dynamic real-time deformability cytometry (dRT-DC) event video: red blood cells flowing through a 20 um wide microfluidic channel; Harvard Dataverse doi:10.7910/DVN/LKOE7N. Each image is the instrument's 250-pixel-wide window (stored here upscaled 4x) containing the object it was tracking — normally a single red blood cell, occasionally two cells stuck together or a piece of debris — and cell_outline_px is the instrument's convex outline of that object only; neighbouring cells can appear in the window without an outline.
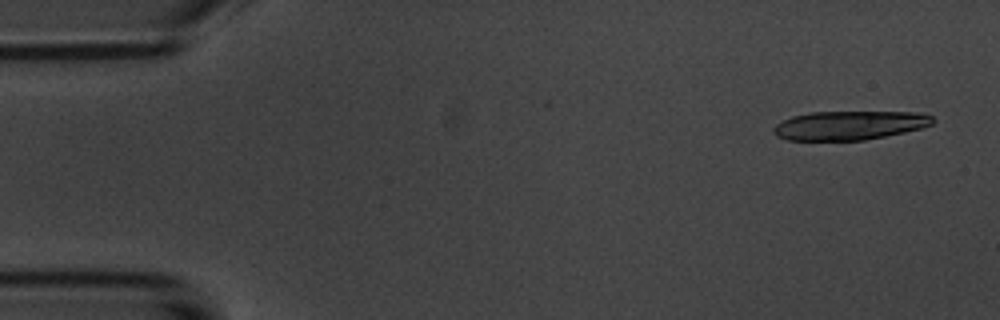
{"species": "common noctule bat (a hibernating species)", "species_latin": "Nyctalus noctula", "temperature_condition": "room temperature", "stored_images_in_passage": 5, "segment_of_instrument_passage": [1, 2], "camera_frame_rate_fps": 3000, "um_per_image_px": 0.085, "animal": {"sex": "male", "body_mass_g": 20.1, "forearm_length_mm": 53.5}, "frame": {"image": 1, "passage_image": 1, "time_ms": 0.0, "image_size_px": [1000, 320], "cell_outline_px": [[936, 120], [932, 124], [920, 128], [904, 132], [864, 140], [788, 140], [776, 136], [772, 132], [772, 128], [776, 124], [792, 116], [812, 112], [912, 112], [932, 116]], "centroid_in_image_um": [72.17, 10.65], "position_along_channel_um": 12.8, "area_um2": 26.7}}